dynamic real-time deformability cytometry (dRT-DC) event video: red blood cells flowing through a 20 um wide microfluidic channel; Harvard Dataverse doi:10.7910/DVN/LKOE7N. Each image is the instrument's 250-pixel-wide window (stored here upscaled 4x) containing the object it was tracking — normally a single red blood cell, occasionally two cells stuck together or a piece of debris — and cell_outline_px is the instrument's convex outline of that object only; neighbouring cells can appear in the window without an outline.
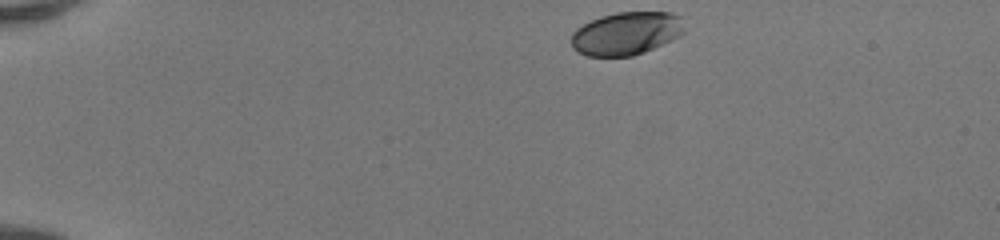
{"species": "human", "species_latin": "Homo sapiens", "temperature_condition": "room temperature", "stored_images_in_passage": 42, "camera_frame_rate_fps": 3000, "um_per_image_px": 0.085, "donor": {"sex": "female"}, "frame": {"image": 1, "passage_image": 1, "time_ms": 0.0, "image_size_px": [1000, 240], "cell_outline_px": [[684, 32], [680, 36], [672, 40], [644, 52], [632, 56], [588, 56], [576, 52], [572, 48], [572, 32], [576, 28], [600, 16], [616, 12], [672, 12], [680, 16], [684, 28]], "centroid_in_image_um": [53.23, 2.84], "position_along_channel_um": 31.8, "area_um2": 28.5}}
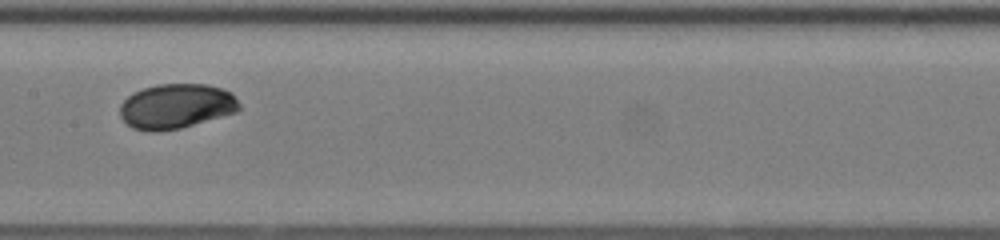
{"frame": {"image": 2, "passage_image": 19, "time_ms": 6.0, "image_size_px": [1000, 240], "cell_outline_px": [[240, 108], [236, 112], [180, 128], [160, 132], [148, 132], [132, 128], [120, 116], [120, 104], [132, 92], [156, 84], [208, 84], [232, 92], [240, 104]], "centroid_in_image_um": [14.96, 9.03], "position_along_channel_um": 192.4, "area_um2": 31.33}}
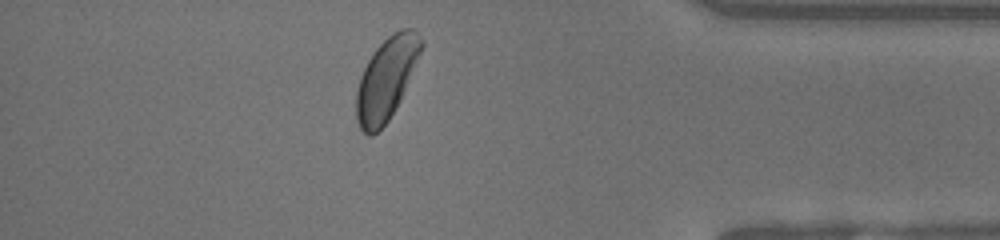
{"frame": {"image": 3, "passage_image": 36, "time_ms": 11.667, "image_size_px": [1000, 240], "cell_outline_px": [[424, 44], [400, 100], [388, 120], [372, 136], [368, 136], [360, 128], [356, 120], [356, 92], [360, 76], [368, 60], [376, 48], [392, 32], [400, 28], [412, 28], [424, 40]], "centroid_in_image_um": [32.83, 6.67], "position_along_channel_um": 402.4, "area_um2": 30.75}, "authors_computed_cell_mechanics": {"area_um2": 30.5762, "velocity_mm_per_s": 4.1326, "shape_relaxation_time_tau1_ms": 2.0405, "shape_relaxation_time_tau2_ms": null, "deformation_change_tau1": 0.1086, "deformation_change_tau2": null}}